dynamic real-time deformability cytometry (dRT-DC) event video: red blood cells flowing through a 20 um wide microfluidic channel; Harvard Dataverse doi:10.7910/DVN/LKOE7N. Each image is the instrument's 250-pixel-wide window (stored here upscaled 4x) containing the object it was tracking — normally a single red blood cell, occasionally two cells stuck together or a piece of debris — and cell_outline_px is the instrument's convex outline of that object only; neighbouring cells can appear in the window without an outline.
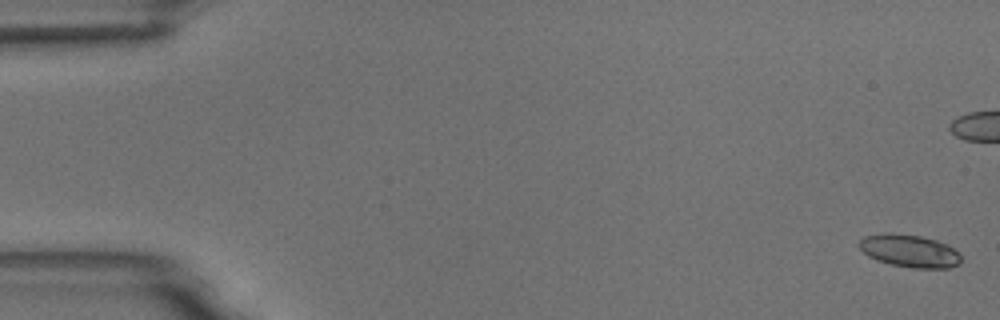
{"species": "common noctule bat (a hibernating species)", "species_latin": "Nyctalus noctula", "temperature_condition": "room temperature", "stored_images_in_passage": 4, "camera_frame_rate_fps": 3000, "um_per_image_px": 0.085, "animal": {"sex": "male", "body_mass_g": 18.8}, "frame": {"image": 1, "passage_image": 1, "time_ms": 0.0, "image_size_px": [1000, 320], "cell_outline_px": [[960, 264], [948, 268], [912, 268], [892, 264], [876, 260], [868, 256], [856, 244], [864, 236], [884, 232], [892, 232], [920, 236], [936, 240], [952, 248], [960, 256]], "centroid_in_image_um": [77.25, 21.31], "position_along_channel_um": 7.7, "area_um2": 19.36}}